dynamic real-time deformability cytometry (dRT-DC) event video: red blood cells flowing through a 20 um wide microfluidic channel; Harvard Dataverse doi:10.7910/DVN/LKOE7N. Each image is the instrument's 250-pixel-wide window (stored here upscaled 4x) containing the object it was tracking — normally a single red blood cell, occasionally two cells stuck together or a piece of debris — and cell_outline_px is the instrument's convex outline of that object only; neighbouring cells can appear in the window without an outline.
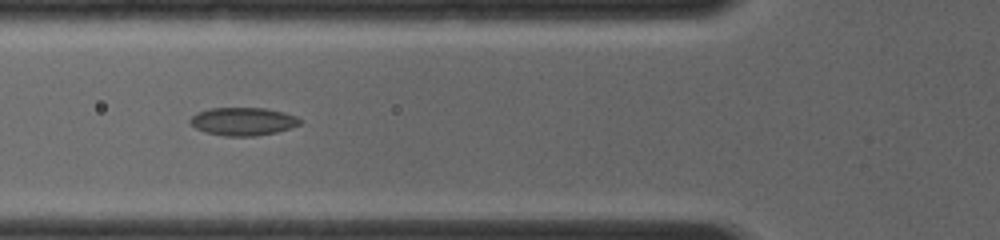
{"species": "common noctule bat (a hibernating species)", "species_latin": "Nyctalus noctula", "temperature_condition": "room temperature", "stored_images_in_passage": 8, "camera_frame_rate_fps": 4000, "um_per_image_px": 0.085, "animal": {"sex": "female", "body_mass_g": 19.0, "forearm_length_mm": 56.7}, "frame": {"image": 1, "passage_image": 6, "time_ms": 2.25, "image_size_px": [1000, 240], "cell_outline_px": [[304, 120], [300, 124], [276, 132], [252, 136], [224, 136], [204, 132], [196, 128], [188, 120], [196, 112], [212, 108], [264, 108], [284, 112], [296, 116]], "centroid_in_image_um": [20.65, 10.32], "position_along_channel_um": 105.2, "area_um2": 17.92}}
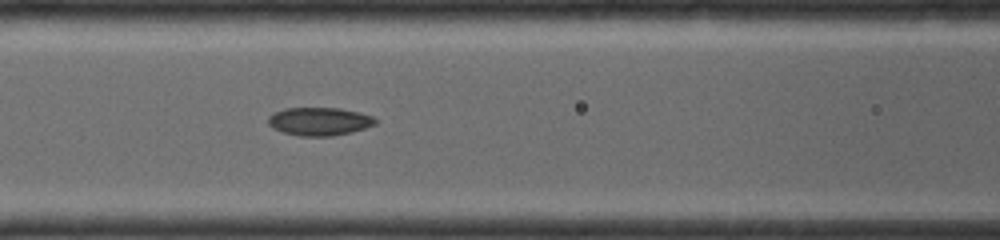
{"frame": {"image": 2, "passage_image": 8, "time_ms": 3.0, "image_size_px": [1000, 240], "cell_outline_px": [[376, 124], [352, 132], [332, 136], [300, 136], [284, 132], [272, 128], [268, 124], [268, 116], [284, 108], [340, 108], [360, 112], [372, 116], [376, 120]], "centroid_in_image_um": [27.14, 10.32], "position_along_channel_um": 139.5, "area_um2": 17.57}}